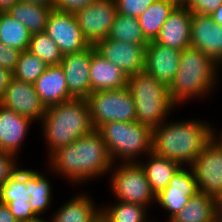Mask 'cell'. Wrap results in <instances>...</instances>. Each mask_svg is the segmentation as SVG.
Segmentation results:
<instances>
[{"mask_svg":"<svg viewBox=\"0 0 222 222\" xmlns=\"http://www.w3.org/2000/svg\"><path fill=\"white\" fill-rule=\"evenodd\" d=\"M46 163L53 171L54 180L55 175L65 179L74 190L77 185L82 187L96 179L107 178L114 164L102 135L97 130L57 148L47 157Z\"/></svg>","mask_w":222,"mask_h":222,"instance_id":"1","label":"cell"},{"mask_svg":"<svg viewBox=\"0 0 222 222\" xmlns=\"http://www.w3.org/2000/svg\"><path fill=\"white\" fill-rule=\"evenodd\" d=\"M214 137V122L202 118H169L152 129V152L190 166Z\"/></svg>","mask_w":222,"mask_h":222,"instance_id":"2","label":"cell"},{"mask_svg":"<svg viewBox=\"0 0 222 222\" xmlns=\"http://www.w3.org/2000/svg\"><path fill=\"white\" fill-rule=\"evenodd\" d=\"M221 72L222 67L201 50L185 48L177 74L168 87L170 99L179 109L190 102L211 100L219 91Z\"/></svg>","mask_w":222,"mask_h":222,"instance_id":"3","label":"cell"},{"mask_svg":"<svg viewBox=\"0 0 222 222\" xmlns=\"http://www.w3.org/2000/svg\"><path fill=\"white\" fill-rule=\"evenodd\" d=\"M38 124L42 141H45L43 144L46 145L45 158L57 148L69 145L95 130L87 99L84 98H73L46 108Z\"/></svg>","mask_w":222,"mask_h":222,"instance_id":"4","label":"cell"},{"mask_svg":"<svg viewBox=\"0 0 222 222\" xmlns=\"http://www.w3.org/2000/svg\"><path fill=\"white\" fill-rule=\"evenodd\" d=\"M127 87L135 103L137 122L151 129L179 110L170 99L168 86L145 71L129 75Z\"/></svg>","mask_w":222,"mask_h":222,"instance_id":"5","label":"cell"},{"mask_svg":"<svg viewBox=\"0 0 222 222\" xmlns=\"http://www.w3.org/2000/svg\"><path fill=\"white\" fill-rule=\"evenodd\" d=\"M97 131L113 163L139 162L152 153V129L137 121L104 123Z\"/></svg>","mask_w":222,"mask_h":222,"instance_id":"6","label":"cell"},{"mask_svg":"<svg viewBox=\"0 0 222 222\" xmlns=\"http://www.w3.org/2000/svg\"><path fill=\"white\" fill-rule=\"evenodd\" d=\"M108 178V187L114 200L144 205L153 211L156 195L138 162L114 163Z\"/></svg>","mask_w":222,"mask_h":222,"instance_id":"7","label":"cell"},{"mask_svg":"<svg viewBox=\"0 0 222 222\" xmlns=\"http://www.w3.org/2000/svg\"><path fill=\"white\" fill-rule=\"evenodd\" d=\"M86 99L95 130L113 121H137L135 103L128 87L94 91Z\"/></svg>","mask_w":222,"mask_h":222,"instance_id":"8","label":"cell"},{"mask_svg":"<svg viewBox=\"0 0 222 222\" xmlns=\"http://www.w3.org/2000/svg\"><path fill=\"white\" fill-rule=\"evenodd\" d=\"M200 192L216 198L222 192V143L213 137L190 165Z\"/></svg>","mask_w":222,"mask_h":222,"instance_id":"9","label":"cell"},{"mask_svg":"<svg viewBox=\"0 0 222 222\" xmlns=\"http://www.w3.org/2000/svg\"><path fill=\"white\" fill-rule=\"evenodd\" d=\"M199 192L190 166H181L172 176L168 186L156 195L155 208L164 210L167 221L178 213ZM168 215V216H167Z\"/></svg>","mask_w":222,"mask_h":222,"instance_id":"10","label":"cell"},{"mask_svg":"<svg viewBox=\"0 0 222 222\" xmlns=\"http://www.w3.org/2000/svg\"><path fill=\"white\" fill-rule=\"evenodd\" d=\"M84 39L89 45L107 38L117 15L115 0H96L75 14Z\"/></svg>","mask_w":222,"mask_h":222,"instance_id":"11","label":"cell"},{"mask_svg":"<svg viewBox=\"0 0 222 222\" xmlns=\"http://www.w3.org/2000/svg\"><path fill=\"white\" fill-rule=\"evenodd\" d=\"M45 33L58 45L62 55L79 52L89 46L73 13L53 9Z\"/></svg>","mask_w":222,"mask_h":222,"instance_id":"12","label":"cell"},{"mask_svg":"<svg viewBox=\"0 0 222 222\" xmlns=\"http://www.w3.org/2000/svg\"><path fill=\"white\" fill-rule=\"evenodd\" d=\"M0 104L13 110L19 115L32 119L37 124L46 112L34 85L13 78L4 94L0 98Z\"/></svg>","mask_w":222,"mask_h":222,"instance_id":"13","label":"cell"},{"mask_svg":"<svg viewBox=\"0 0 222 222\" xmlns=\"http://www.w3.org/2000/svg\"><path fill=\"white\" fill-rule=\"evenodd\" d=\"M94 46L100 55L119 66L128 76L144 71L146 46L109 38L98 41Z\"/></svg>","mask_w":222,"mask_h":222,"instance_id":"14","label":"cell"},{"mask_svg":"<svg viewBox=\"0 0 222 222\" xmlns=\"http://www.w3.org/2000/svg\"><path fill=\"white\" fill-rule=\"evenodd\" d=\"M94 47L89 45L82 51L62 57L60 65L64 71L68 91L74 98L86 99L91 93L90 65Z\"/></svg>","mask_w":222,"mask_h":222,"instance_id":"15","label":"cell"},{"mask_svg":"<svg viewBox=\"0 0 222 222\" xmlns=\"http://www.w3.org/2000/svg\"><path fill=\"white\" fill-rule=\"evenodd\" d=\"M34 123L37 125L32 119L0 104V151L14 154L19 158Z\"/></svg>","mask_w":222,"mask_h":222,"instance_id":"16","label":"cell"},{"mask_svg":"<svg viewBox=\"0 0 222 222\" xmlns=\"http://www.w3.org/2000/svg\"><path fill=\"white\" fill-rule=\"evenodd\" d=\"M191 47L201 50L222 67V25L209 15L192 13Z\"/></svg>","mask_w":222,"mask_h":222,"instance_id":"17","label":"cell"},{"mask_svg":"<svg viewBox=\"0 0 222 222\" xmlns=\"http://www.w3.org/2000/svg\"><path fill=\"white\" fill-rule=\"evenodd\" d=\"M181 53V50L150 41L146 46L144 71L169 87L179 69Z\"/></svg>","mask_w":222,"mask_h":222,"instance_id":"18","label":"cell"},{"mask_svg":"<svg viewBox=\"0 0 222 222\" xmlns=\"http://www.w3.org/2000/svg\"><path fill=\"white\" fill-rule=\"evenodd\" d=\"M77 190L65 202L59 203L49 215L50 222H95L101 217V204L95 202L88 191ZM83 191V192H82Z\"/></svg>","mask_w":222,"mask_h":222,"instance_id":"19","label":"cell"},{"mask_svg":"<svg viewBox=\"0 0 222 222\" xmlns=\"http://www.w3.org/2000/svg\"><path fill=\"white\" fill-rule=\"evenodd\" d=\"M48 171L45 174L44 172ZM45 171H39L33 167H26L25 165V186L29 192L30 197V205L32 206V211L39 217V218H48L47 214L53 212L52 206L56 203L54 198V185L51 181L53 171L50 168L46 167ZM48 175V176H47Z\"/></svg>","mask_w":222,"mask_h":222,"instance_id":"20","label":"cell"},{"mask_svg":"<svg viewBox=\"0 0 222 222\" xmlns=\"http://www.w3.org/2000/svg\"><path fill=\"white\" fill-rule=\"evenodd\" d=\"M192 12L188 7H176L164 22L155 42L183 51L191 46Z\"/></svg>","mask_w":222,"mask_h":222,"instance_id":"21","label":"cell"},{"mask_svg":"<svg viewBox=\"0 0 222 222\" xmlns=\"http://www.w3.org/2000/svg\"><path fill=\"white\" fill-rule=\"evenodd\" d=\"M33 85L46 108L74 98L68 91L64 71L60 64L47 66Z\"/></svg>","mask_w":222,"mask_h":222,"instance_id":"22","label":"cell"},{"mask_svg":"<svg viewBox=\"0 0 222 222\" xmlns=\"http://www.w3.org/2000/svg\"><path fill=\"white\" fill-rule=\"evenodd\" d=\"M129 76L119 66L106 60L95 47L92 49L90 80L91 92L127 87Z\"/></svg>","mask_w":222,"mask_h":222,"instance_id":"23","label":"cell"},{"mask_svg":"<svg viewBox=\"0 0 222 222\" xmlns=\"http://www.w3.org/2000/svg\"><path fill=\"white\" fill-rule=\"evenodd\" d=\"M138 163L144 169L155 195L168 186L173 174L181 167L177 161L160 157L153 152L149 153Z\"/></svg>","mask_w":222,"mask_h":222,"instance_id":"24","label":"cell"},{"mask_svg":"<svg viewBox=\"0 0 222 222\" xmlns=\"http://www.w3.org/2000/svg\"><path fill=\"white\" fill-rule=\"evenodd\" d=\"M215 198L203 192L192 196L187 204L169 222H215Z\"/></svg>","mask_w":222,"mask_h":222,"instance_id":"25","label":"cell"},{"mask_svg":"<svg viewBox=\"0 0 222 222\" xmlns=\"http://www.w3.org/2000/svg\"><path fill=\"white\" fill-rule=\"evenodd\" d=\"M107 201L101 204V217L106 222H153L149 208L140 204H132L124 201L114 203Z\"/></svg>","mask_w":222,"mask_h":222,"instance_id":"26","label":"cell"},{"mask_svg":"<svg viewBox=\"0 0 222 222\" xmlns=\"http://www.w3.org/2000/svg\"><path fill=\"white\" fill-rule=\"evenodd\" d=\"M53 8L18 1L7 13L24 25L30 34L45 32L48 17Z\"/></svg>","mask_w":222,"mask_h":222,"instance_id":"27","label":"cell"},{"mask_svg":"<svg viewBox=\"0 0 222 222\" xmlns=\"http://www.w3.org/2000/svg\"><path fill=\"white\" fill-rule=\"evenodd\" d=\"M176 6L170 0H155L141 15L137 17L145 38L155 41L164 22Z\"/></svg>","mask_w":222,"mask_h":222,"instance_id":"28","label":"cell"},{"mask_svg":"<svg viewBox=\"0 0 222 222\" xmlns=\"http://www.w3.org/2000/svg\"><path fill=\"white\" fill-rule=\"evenodd\" d=\"M31 34L7 12H0V41L20 51L28 50Z\"/></svg>","mask_w":222,"mask_h":222,"instance_id":"29","label":"cell"},{"mask_svg":"<svg viewBox=\"0 0 222 222\" xmlns=\"http://www.w3.org/2000/svg\"><path fill=\"white\" fill-rule=\"evenodd\" d=\"M107 38L131 44H142L143 46H147L149 43L136 17L118 13Z\"/></svg>","mask_w":222,"mask_h":222,"instance_id":"30","label":"cell"},{"mask_svg":"<svg viewBox=\"0 0 222 222\" xmlns=\"http://www.w3.org/2000/svg\"><path fill=\"white\" fill-rule=\"evenodd\" d=\"M24 202H30V197L25 186V167L23 165L0 187V203L20 204Z\"/></svg>","mask_w":222,"mask_h":222,"instance_id":"31","label":"cell"},{"mask_svg":"<svg viewBox=\"0 0 222 222\" xmlns=\"http://www.w3.org/2000/svg\"><path fill=\"white\" fill-rule=\"evenodd\" d=\"M47 64L29 50L21 51L13 78L34 84L35 81L47 69Z\"/></svg>","mask_w":222,"mask_h":222,"instance_id":"32","label":"cell"},{"mask_svg":"<svg viewBox=\"0 0 222 222\" xmlns=\"http://www.w3.org/2000/svg\"><path fill=\"white\" fill-rule=\"evenodd\" d=\"M28 50L48 66L59 65L63 57L58 45L45 32L31 35Z\"/></svg>","mask_w":222,"mask_h":222,"instance_id":"33","label":"cell"},{"mask_svg":"<svg viewBox=\"0 0 222 222\" xmlns=\"http://www.w3.org/2000/svg\"><path fill=\"white\" fill-rule=\"evenodd\" d=\"M14 154L0 151V187L23 165L20 158ZM20 161V162H19Z\"/></svg>","mask_w":222,"mask_h":222,"instance_id":"34","label":"cell"},{"mask_svg":"<svg viewBox=\"0 0 222 222\" xmlns=\"http://www.w3.org/2000/svg\"><path fill=\"white\" fill-rule=\"evenodd\" d=\"M155 0H115L117 13L132 17L141 15Z\"/></svg>","mask_w":222,"mask_h":222,"instance_id":"35","label":"cell"},{"mask_svg":"<svg viewBox=\"0 0 222 222\" xmlns=\"http://www.w3.org/2000/svg\"><path fill=\"white\" fill-rule=\"evenodd\" d=\"M21 51L11 48L0 41V66L14 71Z\"/></svg>","mask_w":222,"mask_h":222,"instance_id":"36","label":"cell"},{"mask_svg":"<svg viewBox=\"0 0 222 222\" xmlns=\"http://www.w3.org/2000/svg\"><path fill=\"white\" fill-rule=\"evenodd\" d=\"M10 212L18 222L34 221L39 217L32 211V206L29 202L20 204H6Z\"/></svg>","mask_w":222,"mask_h":222,"instance_id":"37","label":"cell"},{"mask_svg":"<svg viewBox=\"0 0 222 222\" xmlns=\"http://www.w3.org/2000/svg\"><path fill=\"white\" fill-rule=\"evenodd\" d=\"M95 1L96 0H55L53 9L75 14L77 11L93 4Z\"/></svg>","mask_w":222,"mask_h":222,"instance_id":"38","label":"cell"},{"mask_svg":"<svg viewBox=\"0 0 222 222\" xmlns=\"http://www.w3.org/2000/svg\"><path fill=\"white\" fill-rule=\"evenodd\" d=\"M222 4V0H191L188 7L192 13L210 15Z\"/></svg>","mask_w":222,"mask_h":222,"instance_id":"39","label":"cell"},{"mask_svg":"<svg viewBox=\"0 0 222 222\" xmlns=\"http://www.w3.org/2000/svg\"><path fill=\"white\" fill-rule=\"evenodd\" d=\"M12 79L13 72L0 66V98Z\"/></svg>","mask_w":222,"mask_h":222,"instance_id":"40","label":"cell"},{"mask_svg":"<svg viewBox=\"0 0 222 222\" xmlns=\"http://www.w3.org/2000/svg\"><path fill=\"white\" fill-rule=\"evenodd\" d=\"M0 222H18L6 204L0 203Z\"/></svg>","mask_w":222,"mask_h":222,"instance_id":"41","label":"cell"},{"mask_svg":"<svg viewBox=\"0 0 222 222\" xmlns=\"http://www.w3.org/2000/svg\"><path fill=\"white\" fill-rule=\"evenodd\" d=\"M24 3H33L54 8L55 0H18Z\"/></svg>","mask_w":222,"mask_h":222,"instance_id":"42","label":"cell"},{"mask_svg":"<svg viewBox=\"0 0 222 222\" xmlns=\"http://www.w3.org/2000/svg\"><path fill=\"white\" fill-rule=\"evenodd\" d=\"M18 0H0V12H7Z\"/></svg>","mask_w":222,"mask_h":222,"instance_id":"43","label":"cell"},{"mask_svg":"<svg viewBox=\"0 0 222 222\" xmlns=\"http://www.w3.org/2000/svg\"><path fill=\"white\" fill-rule=\"evenodd\" d=\"M215 23L222 25V4L220 7L209 15Z\"/></svg>","mask_w":222,"mask_h":222,"instance_id":"44","label":"cell"},{"mask_svg":"<svg viewBox=\"0 0 222 222\" xmlns=\"http://www.w3.org/2000/svg\"><path fill=\"white\" fill-rule=\"evenodd\" d=\"M176 7H189L191 0H170Z\"/></svg>","mask_w":222,"mask_h":222,"instance_id":"45","label":"cell"},{"mask_svg":"<svg viewBox=\"0 0 222 222\" xmlns=\"http://www.w3.org/2000/svg\"><path fill=\"white\" fill-rule=\"evenodd\" d=\"M214 137L222 143V128H219L214 124Z\"/></svg>","mask_w":222,"mask_h":222,"instance_id":"46","label":"cell"},{"mask_svg":"<svg viewBox=\"0 0 222 222\" xmlns=\"http://www.w3.org/2000/svg\"><path fill=\"white\" fill-rule=\"evenodd\" d=\"M216 211H222V192L215 198Z\"/></svg>","mask_w":222,"mask_h":222,"instance_id":"47","label":"cell"},{"mask_svg":"<svg viewBox=\"0 0 222 222\" xmlns=\"http://www.w3.org/2000/svg\"><path fill=\"white\" fill-rule=\"evenodd\" d=\"M215 222H222V211L215 212Z\"/></svg>","mask_w":222,"mask_h":222,"instance_id":"48","label":"cell"},{"mask_svg":"<svg viewBox=\"0 0 222 222\" xmlns=\"http://www.w3.org/2000/svg\"><path fill=\"white\" fill-rule=\"evenodd\" d=\"M28 222H50L48 218H38L34 221H28Z\"/></svg>","mask_w":222,"mask_h":222,"instance_id":"49","label":"cell"},{"mask_svg":"<svg viewBox=\"0 0 222 222\" xmlns=\"http://www.w3.org/2000/svg\"><path fill=\"white\" fill-rule=\"evenodd\" d=\"M95 222H106L102 217H100L99 219H97Z\"/></svg>","mask_w":222,"mask_h":222,"instance_id":"50","label":"cell"},{"mask_svg":"<svg viewBox=\"0 0 222 222\" xmlns=\"http://www.w3.org/2000/svg\"><path fill=\"white\" fill-rule=\"evenodd\" d=\"M153 219H154V221H156V222H162V221H160L161 219L159 218V220L158 219H156L155 217H153ZM163 222H169V221H163Z\"/></svg>","mask_w":222,"mask_h":222,"instance_id":"51","label":"cell"}]
</instances>
